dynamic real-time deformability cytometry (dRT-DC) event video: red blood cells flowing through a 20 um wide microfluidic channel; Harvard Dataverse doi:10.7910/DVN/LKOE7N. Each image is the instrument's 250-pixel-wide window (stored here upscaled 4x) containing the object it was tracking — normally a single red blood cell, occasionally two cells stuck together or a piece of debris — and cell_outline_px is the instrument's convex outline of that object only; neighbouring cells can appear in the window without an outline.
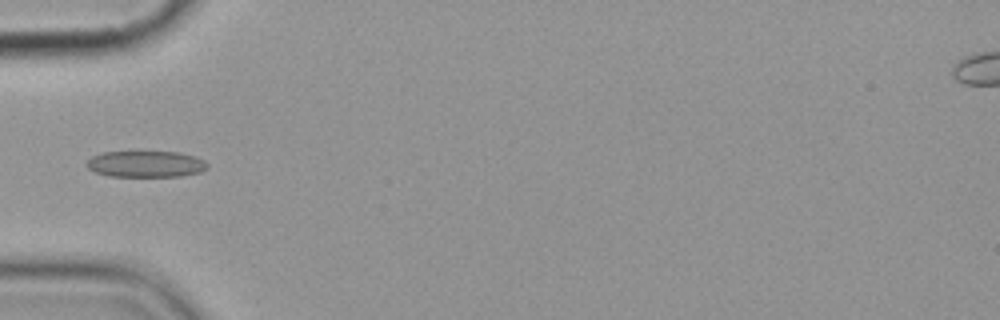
{"species": "common noctule bat (a hibernating species)", "species_latin": "Nyctalus noctula", "temperature_condition": "cold", "stored_images_in_passage": 6, "camera_frame_rate_fps": 3000, "um_per_image_px": 0.085, "animal": {"sex": "female", "body_mass_g": 19.9}, "frame": {"image": 1, "passage_image": 6, "time_ms": 5.667, "image_size_px": [1000, 320], "cell_outline_px": [[208, 168], [200, 172], [180, 176], [108, 176], [96, 172], [88, 168], [84, 164], [92, 156], [104, 152], [180, 152], [196, 156], [204, 160], [208, 164]], "centroid_in_image_um": [12.41, 13.94], "position_along_channel_um": 72.6, "area_um2": 18.55}}